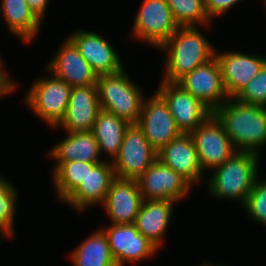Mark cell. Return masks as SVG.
Wrapping results in <instances>:
<instances>
[{
	"label": "cell",
	"instance_id": "cell-1",
	"mask_svg": "<svg viewBox=\"0 0 266 266\" xmlns=\"http://www.w3.org/2000/svg\"><path fill=\"white\" fill-rule=\"evenodd\" d=\"M213 114L237 151L260 154L266 146V107L229 98Z\"/></svg>",
	"mask_w": 266,
	"mask_h": 266
},
{
	"label": "cell",
	"instance_id": "cell-2",
	"mask_svg": "<svg viewBox=\"0 0 266 266\" xmlns=\"http://www.w3.org/2000/svg\"><path fill=\"white\" fill-rule=\"evenodd\" d=\"M159 50L167 55L162 81L177 82L212 59L216 48L196 26H179Z\"/></svg>",
	"mask_w": 266,
	"mask_h": 266
},
{
	"label": "cell",
	"instance_id": "cell-3",
	"mask_svg": "<svg viewBox=\"0 0 266 266\" xmlns=\"http://www.w3.org/2000/svg\"><path fill=\"white\" fill-rule=\"evenodd\" d=\"M259 155L237 151L221 166L212 170V176L208 175L206 179L209 195L219 201H239V205L243 206L259 174Z\"/></svg>",
	"mask_w": 266,
	"mask_h": 266
},
{
	"label": "cell",
	"instance_id": "cell-4",
	"mask_svg": "<svg viewBox=\"0 0 266 266\" xmlns=\"http://www.w3.org/2000/svg\"><path fill=\"white\" fill-rule=\"evenodd\" d=\"M123 68L114 74L98 76L96 86L100 108L130 124H137L141 114L144 93Z\"/></svg>",
	"mask_w": 266,
	"mask_h": 266
},
{
	"label": "cell",
	"instance_id": "cell-5",
	"mask_svg": "<svg viewBox=\"0 0 266 266\" xmlns=\"http://www.w3.org/2000/svg\"><path fill=\"white\" fill-rule=\"evenodd\" d=\"M45 71L49 75L35 79L25 94L24 101L41 121L56 129L65 116L72 86L50 71Z\"/></svg>",
	"mask_w": 266,
	"mask_h": 266
},
{
	"label": "cell",
	"instance_id": "cell-6",
	"mask_svg": "<svg viewBox=\"0 0 266 266\" xmlns=\"http://www.w3.org/2000/svg\"><path fill=\"white\" fill-rule=\"evenodd\" d=\"M133 21L134 39L160 48L179 28L166 0H143Z\"/></svg>",
	"mask_w": 266,
	"mask_h": 266
},
{
	"label": "cell",
	"instance_id": "cell-7",
	"mask_svg": "<svg viewBox=\"0 0 266 266\" xmlns=\"http://www.w3.org/2000/svg\"><path fill=\"white\" fill-rule=\"evenodd\" d=\"M156 159L157 151L149 144L142 129L137 124H130L112 165L117 178L137 180Z\"/></svg>",
	"mask_w": 266,
	"mask_h": 266
},
{
	"label": "cell",
	"instance_id": "cell-8",
	"mask_svg": "<svg viewBox=\"0 0 266 266\" xmlns=\"http://www.w3.org/2000/svg\"><path fill=\"white\" fill-rule=\"evenodd\" d=\"M190 135L194 140L204 174L208 169L212 171L221 166L237 152L222 123L213 113Z\"/></svg>",
	"mask_w": 266,
	"mask_h": 266
},
{
	"label": "cell",
	"instance_id": "cell-9",
	"mask_svg": "<svg viewBox=\"0 0 266 266\" xmlns=\"http://www.w3.org/2000/svg\"><path fill=\"white\" fill-rule=\"evenodd\" d=\"M156 92L166 102L181 133H191L213 113L176 82L161 81Z\"/></svg>",
	"mask_w": 266,
	"mask_h": 266
},
{
	"label": "cell",
	"instance_id": "cell-10",
	"mask_svg": "<svg viewBox=\"0 0 266 266\" xmlns=\"http://www.w3.org/2000/svg\"><path fill=\"white\" fill-rule=\"evenodd\" d=\"M176 83L199 99L212 112L230 98L224 87L221 68L215 56L184 75Z\"/></svg>",
	"mask_w": 266,
	"mask_h": 266
},
{
	"label": "cell",
	"instance_id": "cell-11",
	"mask_svg": "<svg viewBox=\"0 0 266 266\" xmlns=\"http://www.w3.org/2000/svg\"><path fill=\"white\" fill-rule=\"evenodd\" d=\"M143 200L183 201L193 186L158 159L137 179Z\"/></svg>",
	"mask_w": 266,
	"mask_h": 266
},
{
	"label": "cell",
	"instance_id": "cell-12",
	"mask_svg": "<svg viewBox=\"0 0 266 266\" xmlns=\"http://www.w3.org/2000/svg\"><path fill=\"white\" fill-rule=\"evenodd\" d=\"M100 227L107 236L117 266L150 259L159 252L158 248L138 232L134 223L109 224Z\"/></svg>",
	"mask_w": 266,
	"mask_h": 266
},
{
	"label": "cell",
	"instance_id": "cell-13",
	"mask_svg": "<svg viewBox=\"0 0 266 266\" xmlns=\"http://www.w3.org/2000/svg\"><path fill=\"white\" fill-rule=\"evenodd\" d=\"M137 125L157 152L181 134L166 102L156 91L144 98Z\"/></svg>",
	"mask_w": 266,
	"mask_h": 266
},
{
	"label": "cell",
	"instance_id": "cell-14",
	"mask_svg": "<svg viewBox=\"0 0 266 266\" xmlns=\"http://www.w3.org/2000/svg\"><path fill=\"white\" fill-rule=\"evenodd\" d=\"M68 38L75 44L97 76L118 73L125 68L118 51L100 33L78 29L70 33Z\"/></svg>",
	"mask_w": 266,
	"mask_h": 266
},
{
	"label": "cell",
	"instance_id": "cell-15",
	"mask_svg": "<svg viewBox=\"0 0 266 266\" xmlns=\"http://www.w3.org/2000/svg\"><path fill=\"white\" fill-rule=\"evenodd\" d=\"M215 57L219 62L224 87L230 98H235L266 62V55L262 53L247 54L237 51L220 53L215 50Z\"/></svg>",
	"mask_w": 266,
	"mask_h": 266
},
{
	"label": "cell",
	"instance_id": "cell-16",
	"mask_svg": "<svg viewBox=\"0 0 266 266\" xmlns=\"http://www.w3.org/2000/svg\"><path fill=\"white\" fill-rule=\"evenodd\" d=\"M45 68L72 87L94 85L98 76L67 37Z\"/></svg>",
	"mask_w": 266,
	"mask_h": 266
},
{
	"label": "cell",
	"instance_id": "cell-17",
	"mask_svg": "<svg viewBox=\"0 0 266 266\" xmlns=\"http://www.w3.org/2000/svg\"><path fill=\"white\" fill-rule=\"evenodd\" d=\"M100 110L96 84L72 87L65 116L56 127L67 133L91 132Z\"/></svg>",
	"mask_w": 266,
	"mask_h": 266
},
{
	"label": "cell",
	"instance_id": "cell-18",
	"mask_svg": "<svg viewBox=\"0 0 266 266\" xmlns=\"http://www.w3.org/2000/svg\"><path fill=\"white\" fill-rule=\"evenodd\" d=\"M157 159L181 175L193 187L205 177L190 133H181L162 147L157 152Z\"/></svg>",
	"mask_w": 266,
	"mask_h": 266
},
{
	"label": "cell",
	"instance_id": "cell-19",
	"mask_svg": "<svg viewBox=\"0 0 266 266\" xmlns=\"http://www.w3.org/2000/svg\"><path fill=\"white\" fill-rule=\"evenodd\" d=\"M137 180L115 178L102 206L111 224L135 222L143 203Z\"/></svg>",
	"mask_w": 266,
	"mask_h": 266
},
{
	"label": "cell",
	"instance_id": "cell-20",
	"mask_svg": "<svg viewBox=\"0 0 266 266\" xmlns=\"http://www.w3.org/2000/svg\"><path fill=\"white\" fill-rule=\"evenodd\" d=\"M115 178L112 162L104 160L97 163L92 170L88 171L85 180L63 203L68 204L78 213L97 204L100 206L104 203Z\"/></svg>",
	"mask_w": 266,
	"mask_h": 266
},
{
	"label": "cell",
	"instance_id": "cell-21",
	"mask_svg": "<svg viewBox=\"0 0 266 266\" xmlns=\"http://www.w3.org/2000/svg\"><path fill=\"white\" fill-rule=\"evenodd\" d=\"M175 203L172 200H144L136 216L134 224L138 232L159 250L170 226Z\"/></svg>",
	"mask_w": 266,
	"mask_h": 266
},
{
	"label": "cell",
	"instance_id": "cell-22",
	"mask_svg": "<svg viewBox=\"0 0 266 266\" xmlns=\"http://www.w3.org/2000/svg\"><path fill=\"white\" fill-rule=\"evenodd\" d=\"M65 133L66 137L55 144L48 153V157L55 161L52 173L64 162L74 160L102 162L107 160V158H101L103 155L100 154L98 142L92 132Z\"/></svg>",
	"mask_w": 266,
	"mask_h": 266
},
{
	"label": "cell",
	"instance_id": "cell-23",
	"mask_svg": "<svg viewBox=\"0 0 266 266\" xmlns=\"http://www.w3.org/2000/svg\"><path fill=\"white\" fill-rule=\"evenodd\" d=\"M0 3L7 31L27 45L33 42L40 32L42 21L29 8L26 0H1Z\"/></svg>",
	"mask_w": 266,
	"mask_h": 266
},
{
	"label": "cell",
	"instance_id": "cell-24",
	"mask_svg": "<svg viewBox=\"0 0 266 266\" xmlns=\"http://www.w3.org/2000/svg\"><path fill=\"white\" fill-rule=\"evenodd\" d=\"M129 125L130 123L115 114L102 109L99 111L91 132L98 142L100 154H107L109 162H113L118 156Z\"/></svg>",
	"mask_w": 266,
	"mask_h": 266
},
{
	"label": "cell",
	"instance_id": "cell-25",
	"mask_svg": "<svg viewBox=\"0 0 266 266\" xmlns=\"http://www.w3.org/2000/svg\"><path fill=\"white\" fill-rule=\"evenodd\" d=\"M69 254L73 266H117L107 236L100 227Z\"/></svg>",
	"mask_w": 266,
	"mask_h": 266
},
{
	"label": "cell",
	"instance_id": "cell-26",
	"mask_svg": "<svg viewBox=\"0 0 266 266\" xmlns=\"http://www.w3.org/2000/svg\"><path fill=\"white\" fill-rule=\"evenodd\" d=\"M100 162L74 160L62 163L52 174L53 188L60 202H64L85 180L88 171Z\"/></svg>",
	"mask_w": 266,
	"mask_h": 266
},
{
	"label": "cell",
	"instance_id": "cell-27",
	"mask_svg": "<svg viewBox=\"0 0 266 266\" xmlns=\"http://www.w3.org/2000/svg\"><path fill=\"white\" fill-rule=\"evenodd\" d=\"M18 192L13 182L0 175V235L5 239L15 236V216Z\"/></svg>",
	"mask_w": 266,
	"mask_h": 266
},
{
	"label": "cell",
	"instance_id": "cell-28",
	"mask_svg": "<svg viewBox=\"0 0 266 266\" xmlns=\"http://www.w3.org/2000/svg\"><path fill=\"white\" fill-rule=\"evenodd\" d=\"M178 26H209L204 0H166Z\"/></svg>",
	"mask_w": 266,
	"mask_h": 266
},
{
	"label": "cell",
	"instance_id": "cell-29",
	"mask_svg": "<svg viewBox=\"0 0 266 266\" xmlns=\"http://www.w3.org/2000/svg\"><path fill=\"white\" fill-rule=\"evenodd\" d=\"M251 220L266 226V179L257 177L242 206Z\"/></svg>",
	"mask_w": 266,
	"mask_h": 266
},
{
	"label": "cell",
	"instance_id": "cell-30",
	"mask_svg": "<svg viewBox=\"0 0 266 266\" xmlns=\"http://www.w3.org/2000/svg\"><path fill=\"white\" fill-rule=\"evenodd\" d=\"M235 98L242 103L266 107V62Z\"/></svg>",
	"mask_w": 266,
	"mask_h": 266
},
{
	"label": "cell",
	"instance_id": "cell-31",
	"mask_svg": "<svg viewBox=\"0 0 266 266\" xmlns=\"http://www.w3.org/2000/svg\"><path fill=\"white\" fill-rule=\"evenodd\" d=\"M243 1V0H242ZM241 2V0H204V7L208 17L212 20L229 11L236 4Z\"/></svg>",
	"mask_w": 266,
	"mask_h": 266
},
{
	"label": "cell",
	"instance_id": "cell-32",
	"mask_svg": "<svg viewBox=\"0 0 266 266\" xmlns=\"http://www.w3.org/2000/svg\"><path fill=\"white\" fill-rule=\"evenodd\" d=\"M3 59L0 57V98H2L4 95L12 94L13 91H17L18 87V81L15 82L13 79H11L9 73L7 74V70L5 69V66L3 65Z\"/></svg>",
	"mask_w": 266,
	"mask_h": 266
},
{
	"label": "cell",
	"instance_id": "cell-33",
	"mask_svg": "<svg viewBox=\"0 0 266 266\" xmlns=\"http://www.w3.org/2000/svg\"><path fill=\"white\" fill-rule=\"evenodd\" d=\"M29 8L34 12V14L41 20L46 15V10H48L49 0H26Z\"/></svg>",
	"mask_w": 266,
	"mask_h": 266
},
{
	"label": "cell",
	"instance_id": "cell-34",
	"mask_svg": "<svg viewBox=\"0 0 266 266\" xmlns=\"http://www.w3.org/2000/svg\"><path fill=\"white\" fill-rule=\"evenodd\" d=\"M201 264H202L201 266H224V265H219V264H213V262L212 263H209L207 261L204 262V263L202 262Z\"/></svg>",
	"mask_w": 266,
	"mask_h": 266
},
{
	"label": "cell",
	"instance_id": "cell-35",
	"mask_svg": "<svg viewBox=\"0 0 266 266\" xmlns=\"http://www.w3.org/2000/svg\"><path fill=\"white\" fill-rule=\"evenodd\" d=\"M3 239H4V238H2L1 235H0V244H1V242H2Z\"/></svg>",
	"mask_w": 266,
	"mask_h": 266
}]
</instances>
